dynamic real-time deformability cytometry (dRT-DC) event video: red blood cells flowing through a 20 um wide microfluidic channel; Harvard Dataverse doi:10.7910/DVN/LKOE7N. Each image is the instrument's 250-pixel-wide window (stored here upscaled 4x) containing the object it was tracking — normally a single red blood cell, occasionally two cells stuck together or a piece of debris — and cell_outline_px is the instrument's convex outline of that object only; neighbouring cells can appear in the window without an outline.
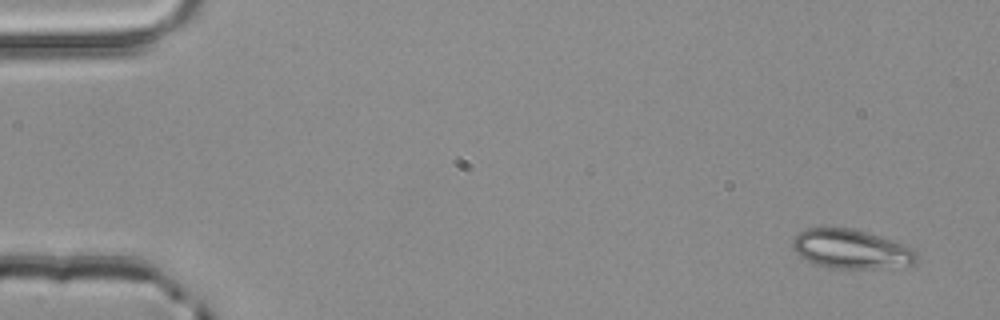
{"species": "common noctule bat (a hibernating species)", "species_latin": "Nyctalus noctula", "temperature_condition": "room temperature", "stored_images_in_passage": 3, "camera_frame_rate_fps": 3000, "um_per_image_px": 0.085, "animal": {"sex": "male", "body_mass_g": 20.4}, "frame": {"image": 1, "passage_image": 1, "time_ms": 0.0, "image_size_px": [1000, 320], "cell_outline_px": [[916, 260], [912, 264], [872, 268], [828, 268], [812, 264], [800, 256], [792, 248], [792, 240], [800, 232], [808, 228], [852, 228], [892, 240], [916, 248]], "centroid_in_image_um": [72.32, 21.17], "position_along_channel_um": 12.7, "area_um2": 28.15}}